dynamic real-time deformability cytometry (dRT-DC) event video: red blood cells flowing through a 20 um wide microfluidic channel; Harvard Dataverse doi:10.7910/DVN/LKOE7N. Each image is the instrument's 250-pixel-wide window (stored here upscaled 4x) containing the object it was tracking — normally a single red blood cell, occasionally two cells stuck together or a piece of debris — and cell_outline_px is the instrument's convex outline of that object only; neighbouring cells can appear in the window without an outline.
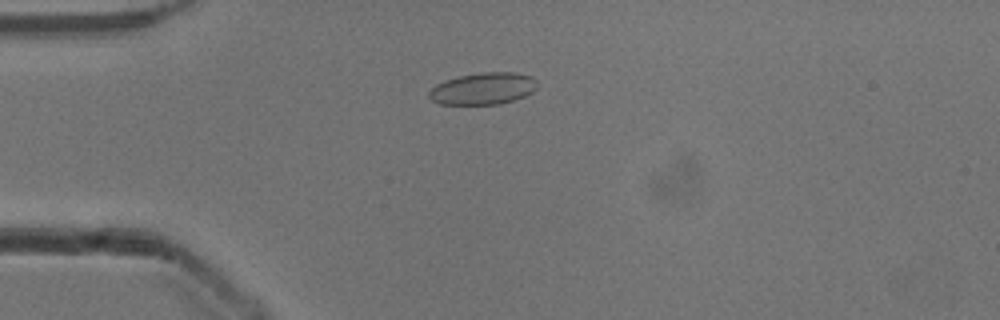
{"species": "common noctule bat (a hibernating species)", "species_latin": "Nyctalus noctula", "temperature_condition": "cold", "stored_images_in_passage": 3, "camera_frame_rate_fps": 3000, "um_per_image_px": 0.085, "animal": {"sex": "male", "body_mass_g": 13.3}, "frame": {"image": 1, "passage_image": 1, "time_ms": 0.0, "image_size_px": [1000, 320], "cell_outline_px": [[536, 88], [532, 92], [524, 96], [500, 104], [440, 104], [432, 100], [428, 96], [428, 92], [436, 84], [444, 80], [460, 76], [480, 72], [512, 72], [532, 76], [536, 80]], "centroid_in_image_um": [41.05, 7.52], "position_along_channel_um": 44.0, "area_um2": 20.06}}
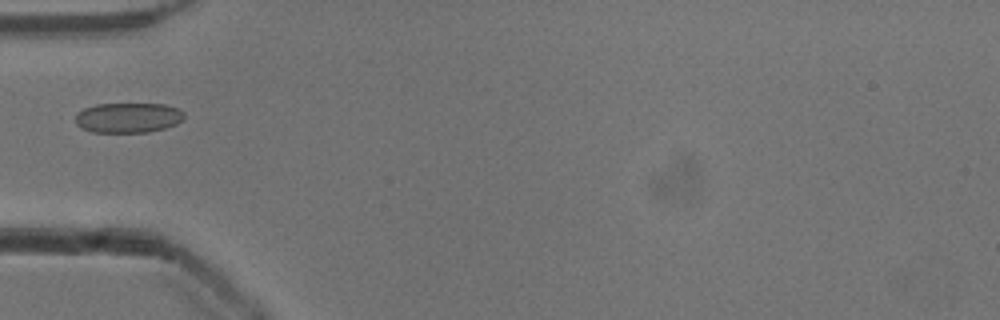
{"frame": {"image": 2, "passage_image": 2, "time_ms": 0.333, "image_size_px": [1000, 320], "cell_outline_px": [[184, 116], [176, 124], [164, 128], [148, 132], [92, 132], [80, 128], [76, 124], [76, 112], [84, 108], [96, 104], [164, 104], [180, 108], [184, 112]], "centroid_in_image_um": [10.87, 10.0], "position_along_channel_um": 74.1, "area_um2": 19.13}}
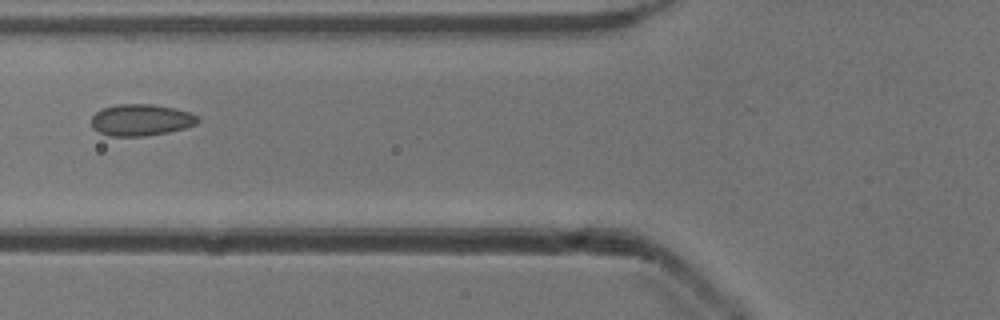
{"frame": {"image": 3, "passage_image": 3, "time_ms": 0.667, "image_size_px": [1000, 320], "cell_outline_px": [[200, 120], [196, 124], [184, 128], [168, 132], [144, 136], [108, 136], [92, 128], [92, 116], [96, 112], [104, 108], [116, 104], [152, 104], [192, 112], [200, 116]], "centroid_in_image_um": [12.01, 10.19], "position_along_channel_um": 113.8, "area_um2": 19.65}}